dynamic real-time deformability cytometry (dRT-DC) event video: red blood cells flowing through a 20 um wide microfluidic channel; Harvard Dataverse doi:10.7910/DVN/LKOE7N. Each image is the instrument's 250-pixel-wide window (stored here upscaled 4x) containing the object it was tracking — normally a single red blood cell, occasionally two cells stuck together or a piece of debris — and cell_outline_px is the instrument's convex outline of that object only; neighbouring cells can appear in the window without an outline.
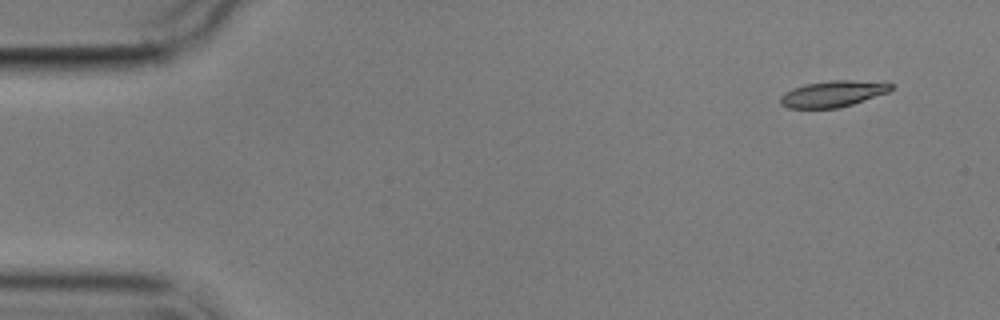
{"species": "common noctule bat (a hibernating species)", "species_latin": "Nyctalus noctula", "temperature_condition": "cold", "stored_images_in_passage": 5, "camera_frame_rate_fps": 3000, "um_per_image_px": 0.085, "animal": {"sex": "male", "body_mass_g": 17.9}, "frame": {"image": 1, "passage_image": 5, "time_ms": 5.667, "image_size_px": [1000, 320], "cell_outline_px": [[896, 84], [888, 92], [840, 108], [788, 108], [780, 104], [780, 96], [784, 92], [792, 88], [804, 84], [832, 80], [852, 80]], "centroid_in_image_um": [70.75, 7.97], "position_along_channel_um": 14.3, "area_um2": 16.88}}